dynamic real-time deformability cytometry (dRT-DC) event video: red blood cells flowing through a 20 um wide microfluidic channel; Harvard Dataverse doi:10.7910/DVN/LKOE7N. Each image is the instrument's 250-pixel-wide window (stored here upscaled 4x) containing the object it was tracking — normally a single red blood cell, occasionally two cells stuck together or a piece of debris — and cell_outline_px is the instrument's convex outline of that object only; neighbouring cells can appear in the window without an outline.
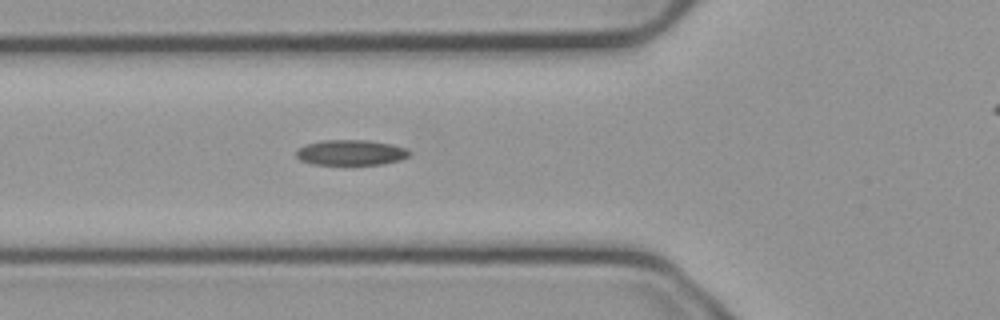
{"species": "common noctule bat (a hibernating species)", "species_latin": "Nyctalus noctula", "temperature_condition": "cold", "stored_images_in_passage": 37, "camera_frame_rate_fps": 3000, "um_per_image_px": 0.085, "animal": {"sex": "male", "body_mass_g": 23.1, "forearm_length_mm": 52.7}, "frame": {"image": 1, "passage_image": 8, "time_ms": 2.333, "image_size_px": [1000, 320], "cell_outline_px": [[408, 156], [400, 160], [384, 164], [312, 164], [300, 160], [296, 156], [296, 148], [304, 144], [324, 140], [368, 140], [392, 144], [404, 148], [408, 152]], "centroid_in_image_um": [29.76, 12.96], "position_along_channel_um": 96.0, "area_um2": 16.7}}
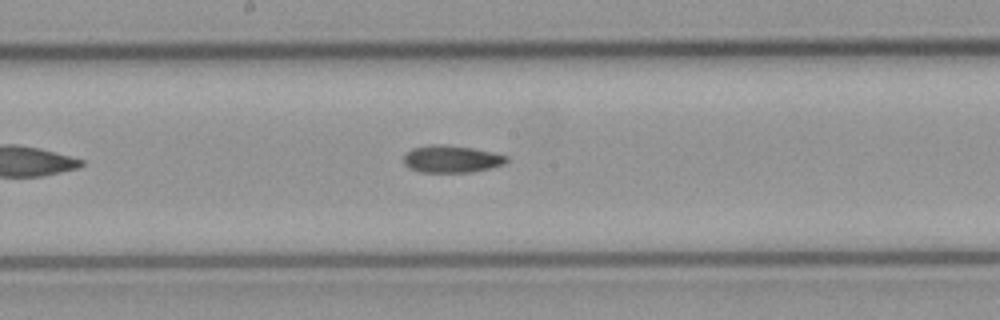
{"frame": {"image": 2, "passage_image": 17, "time_ms": 5.333, "image_size_px": [1000, 320], "cell_outline_px": [[508, 160], [504, 164], [472, 172], [420, 172], [408, 168], [404, 164], [404, 156], [412, 148], [432, 144], [444, 144], [472, 148], [492, 152], [508, 156]], "centroid_in_image_um": [38.36, 13.51], "position_along_channel_um": 209.8, "area_um2": 16.3}}
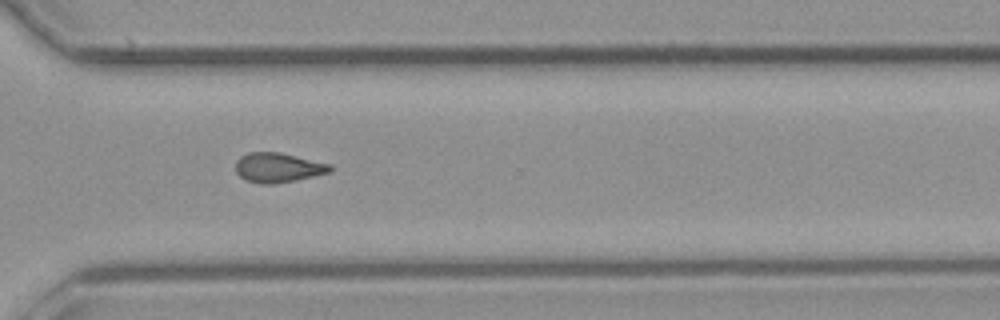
{"frame": {"image": 3, "passage_image": 28, "time_ms": 9.0, "image_size_px": [1000, 320], "cell_outline_px": [[332, 168], [328, 172], [296, 180], [272, 184], [260, 184], [244, 180], [236, 172], [236, 160], [240, 156], [248, 152], [280, 152], [332, 164]], "centroid_in_image_um": [23.6, 14.24], "position_along_channel_um": 347.0, "area_um2": 16.36}}